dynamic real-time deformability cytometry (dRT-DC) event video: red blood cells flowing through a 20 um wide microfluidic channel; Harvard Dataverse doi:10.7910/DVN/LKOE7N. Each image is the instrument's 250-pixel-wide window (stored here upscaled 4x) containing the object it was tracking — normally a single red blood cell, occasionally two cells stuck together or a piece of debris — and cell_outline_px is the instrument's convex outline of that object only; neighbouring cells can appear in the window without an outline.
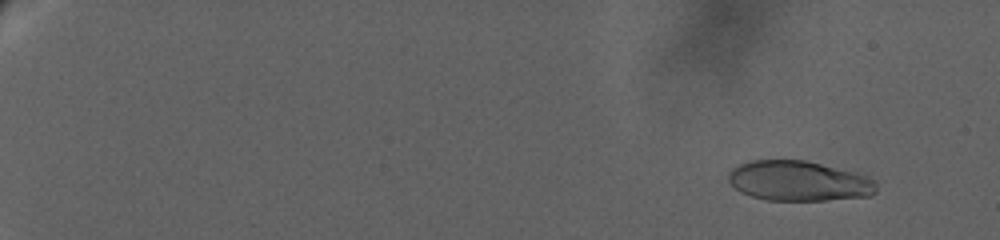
{"species": "human", "species_latin": "Homo sapiens", "temperature_condition": "warm", "stored_images_in_passage": 31, "camera_frame_rate_fps": 3000, "um_per_image_px": 0.085, "donor": {"sex": "female"}, "frame": {"image": 1, "passage_image": 8, "time_ms": 2.333, "image_size_px": [1000, 240], "cell_outline_px": [[876, 192], [872, 196], [824, 200], [768, 200], [752, 196], [740, 192], [728, 180], [728, 172], [732, 168], [740, 164], [752, 160], [804, 160], [856, 172], [868, 176], [876, 180]], "centroid_in_image_um": [67.92, 15.38], "position_along_channel_um": 17.1, "area_um2": 34.62}}
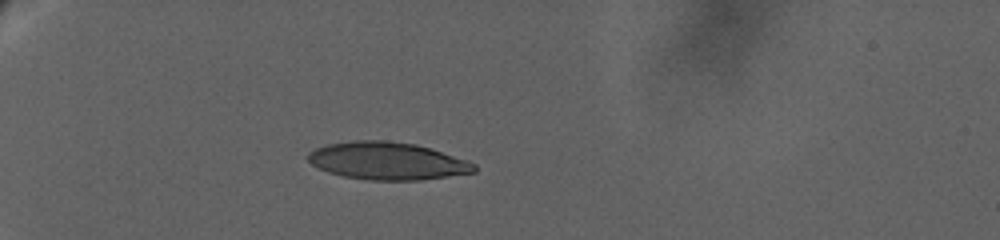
{"frame": {"image": 2, "passage_image": 25, "time_ms": 9.0, "image_size_px": [1000, 240], "cell_outline_px": [[476, 172], [420, 180], [368, 180], [344, 176], [328, 172], [312, 164], [308, 160], [308, 152], [316, 148], [328, 144], [352, 140], [384, 140], [416, 144], [432, 148], [476, 164]], "centroid_in_image_um": [32.92, 13.67], "position_along_channel_um": 52.1, "area_um2": 36.3}}